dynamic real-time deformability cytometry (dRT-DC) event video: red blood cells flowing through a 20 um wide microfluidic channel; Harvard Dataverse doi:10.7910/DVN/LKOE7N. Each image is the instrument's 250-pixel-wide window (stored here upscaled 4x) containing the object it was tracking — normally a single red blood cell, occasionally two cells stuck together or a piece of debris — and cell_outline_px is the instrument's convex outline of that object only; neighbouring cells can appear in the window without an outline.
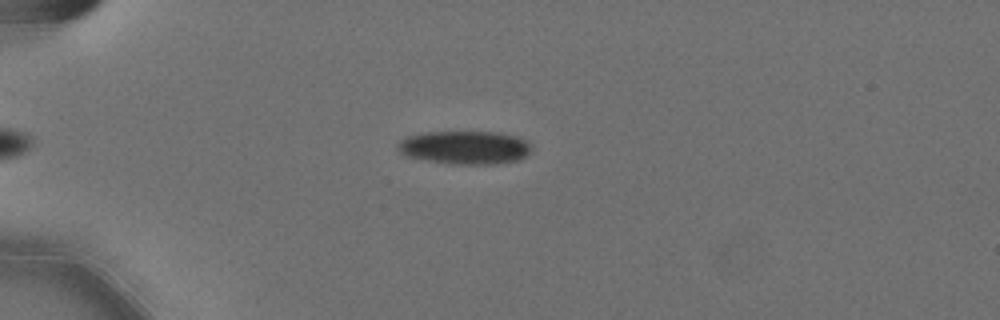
{"species": "Egyptian fruit bat (a non-hibernating species)", "species_latin": "Rousettus aegyptiacus", "temperature_condition": "cold", "stored_images_in_passage": 56, "camera_frame_rate_fps": 3000, "um_per_image_px": 0.085, "animal": {"sex": "female"}, "frame": {"image": 1, "passage_image": 14, "time_ms": 4.333, "image_size_px": [1000, 320], "cell_outline_px": [[528, 152], [520, 160], [492, 164], [452, 164], [428, 160], [408, 156], [400, 152], [396, 148], [396, 144], [400, 140], [408, 136], [424, 132], [496, 132], [516, 136], [528, 140]], "centroid_in_image_um": [39.48, 12.53], "position_along_channel_um": 45.5, "area_um2": 25.78}}
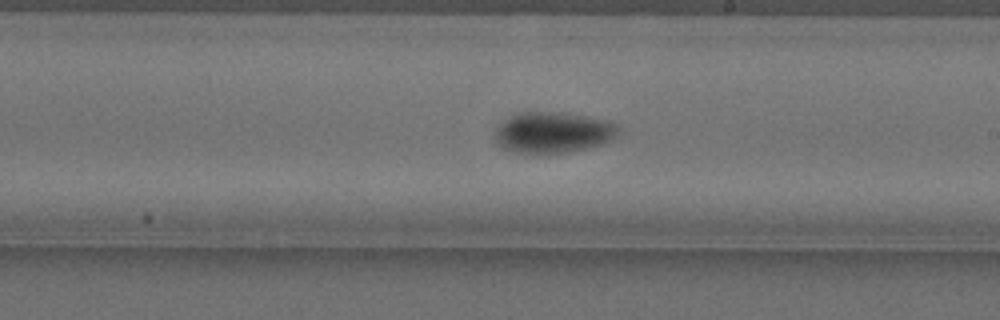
{"frame": {"image": 2, "passage_image": 33, "time_ms": 10.667, "image_size_px": [1000, 320], "cell_outline_px": [[620, 132], [616, 136], [600, 144], [568, 152], [516, 152], [504, 148], [496, 144], [496, 128], [504, 120], [516, 112], [552, 112], [588, 116], [604, 120], [616, 124]], "centroid_in_image_um": [46.98, 11.24], "position_along_channel_um": 242.0, "area_um2": 28.9}}
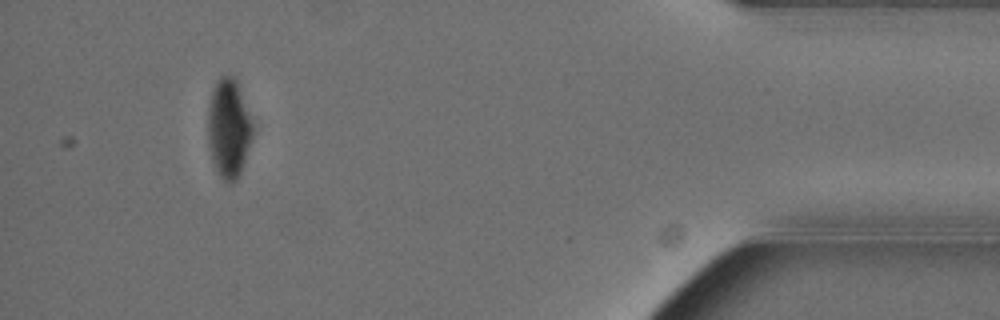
{"frame": {"image": 3, "passage_image": 52, "time_ms": 17.0, "image_size_px": [1000, 320], "cell_outline_px": [[252, 136], [240, 172], [236, 180], [232, 184], [224, 184], [216, 172], [212, 160], [208, 144], [208, 104], [212, 88], [216, 80], [220, 76], [236, 76], [252, 124]], "centroid_in_image_um": [19.4, 10.91], "position_along_channel_um": 415.8, "area_um2": 26.01}, "authors_computed_cell_mechanics": {"area_um2": 27.2238, "velocity_mm_per_s": 3.5807, "shape_relaxation_time_tau1_ms": 6.2457, "shape_relaxation_time_tau2_ms": null, "deformation_change_tau1": 0.1561, "deformation_change_tau2": null}}